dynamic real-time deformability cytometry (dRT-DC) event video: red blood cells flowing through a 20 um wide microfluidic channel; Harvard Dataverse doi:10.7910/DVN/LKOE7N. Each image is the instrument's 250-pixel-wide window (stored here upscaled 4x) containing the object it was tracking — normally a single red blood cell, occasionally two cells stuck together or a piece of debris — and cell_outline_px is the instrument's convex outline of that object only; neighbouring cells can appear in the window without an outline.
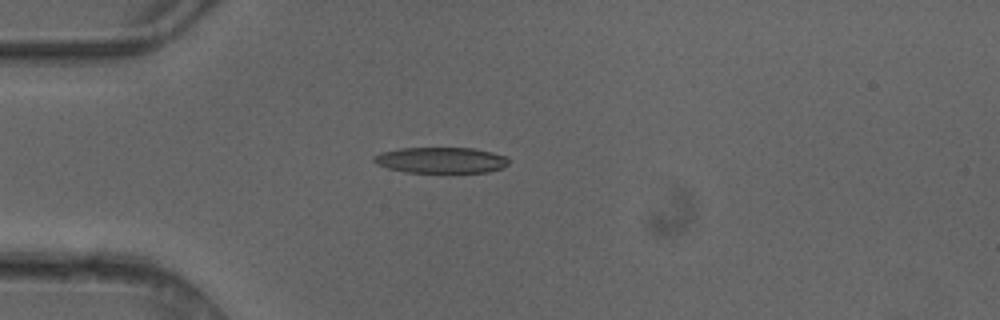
{"species": "common noctule bat (a hibernating species)", "species_latin": "Nyctalus noctula", "temperature_condition": "cold", "stored_images_in_passage": 4, "camera_frame_rate_fps": 3000, "um_per_image_px": 0.085, "animal": {"sex": "female"}, "frame": {"image": 1, "passage_image": 4, "time_ms": 1.0, "image_size_px": [1000, 320], "cell_outline_px": [[508, 164], [500, 168], [488, 172], [408, 172], [388, 168], [376, 164], [372, 160], [372, 156], [380, 152], [400, 148], [476, 148], [508, 156]], "centroid_in_image_um": [37.46, 13.6], "position_along_channel_um": 47.5, "area_um2": 20.4}}